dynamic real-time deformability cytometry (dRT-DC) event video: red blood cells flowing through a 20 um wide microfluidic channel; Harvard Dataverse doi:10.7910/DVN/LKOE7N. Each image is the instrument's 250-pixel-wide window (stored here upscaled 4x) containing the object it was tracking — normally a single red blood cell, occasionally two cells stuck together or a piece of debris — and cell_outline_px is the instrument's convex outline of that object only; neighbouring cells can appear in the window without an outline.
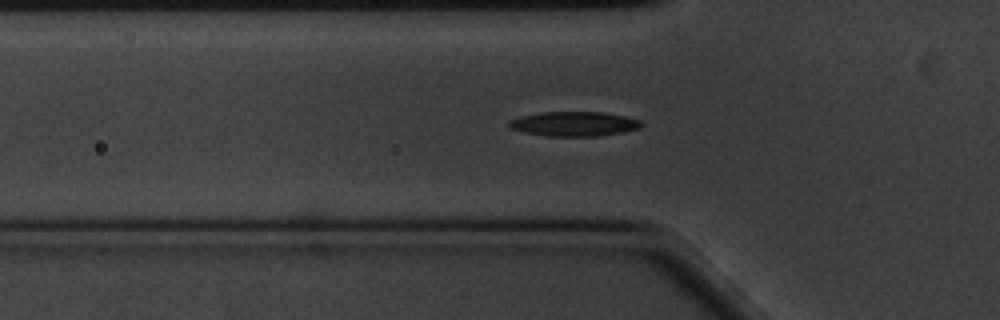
{"species": "common noctule bat (a hibernating species)", "species_latin": "Nyctalus noctula", "temperature_condition": "cold", "stored_images_in_passage": 50, "camera_frame_rate_fps": 3000, "um_per_image_px": 0.085, "animal": {"sex": "male", "body_mass_g": 20.1, "forearm_length_mm": 53.5}, "frame": {"image": 1, "passage_image": 18, "time_ms": 5.667, "image_size_px": [1000, 320], "cell_outline_px": [[644, 124], [640, 128], [620, 132], [596, 136], [548, 136], [524, 132], [512, 128], [508, 124], [508, 120], [520, 116], [540, 112], [604, 112], [624, 116], [640, 120]], "centroid_in_image_um": [48.79, 10.52], "position_along_channel_um": 77.0, "area_um2": 18.84}}
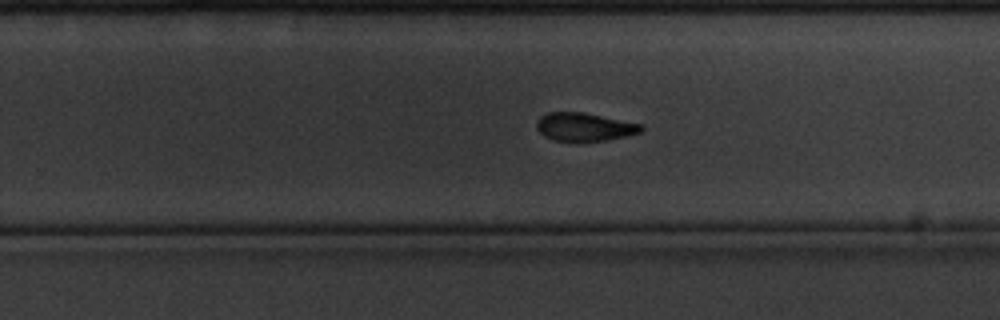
{"frame": {"image": 2, "passage_image": 36, "time_ms": 11.667, "image_size_px": [1000, 320], "cell_outline_px": [[644, 128], [640, 132], [624, 136], [604, 140], [552, 140], [544, 136], [536, 128], [536, 120], [540, 116], [548, 112], [584, 112], [644, 124]], "centroid_in_image_um": [49.66, 10.76], "position_along_channel_um": 280.1, "area_um2": 17.11}}
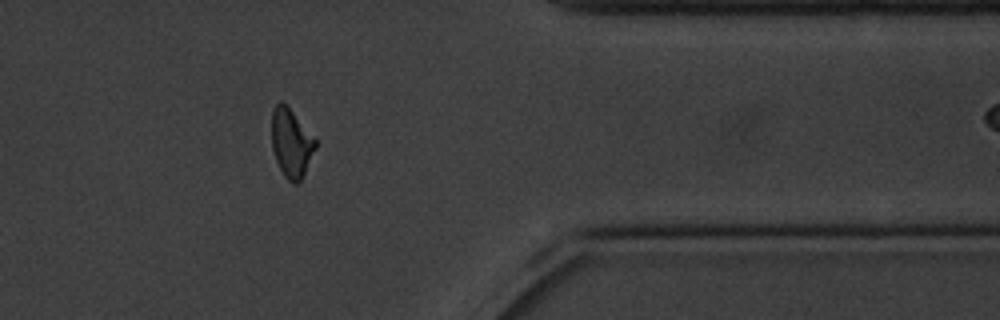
{"frame": {"image": 3, "passage_image": 47, "time_ms": 15.333, "image_size_px": [1000, 320], "cell_outline_px": [[316, 148], [300, 184], [292, 184], [284, 176], [276, 160], [272, 148], [272, 112], [276, 104], [280, 100], [292, 112], [316, 140]], "centroid_in_image_um": [24.75, 12.22], "position_along_channel_um": 386.6, "area_um2": 17.28}}